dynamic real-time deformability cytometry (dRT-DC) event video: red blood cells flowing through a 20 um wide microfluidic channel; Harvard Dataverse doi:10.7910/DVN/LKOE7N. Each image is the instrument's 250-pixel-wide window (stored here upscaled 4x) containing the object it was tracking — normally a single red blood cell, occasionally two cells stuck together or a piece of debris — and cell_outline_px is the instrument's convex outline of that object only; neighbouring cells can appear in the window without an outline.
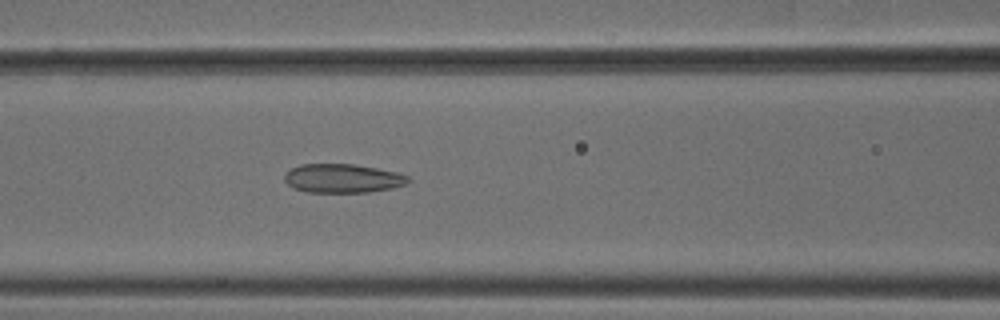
{"species": "common noctule bat (a hibernating species)", "species_latin": "Nyctalus noctula", "temperature_condition": "cold", "stored_images_in_passage": 52, "camera_frame_rate_fps": 3000, "um_per_image_px": 0.085, "animal": {"sex": "male", "body_mass_g": 18.8}, "frame": {"image": 1, "passage_image": 22, "time_ms": 7.0, "image_size_px": [1000, 320], "cell_outline_px": [[412, 180], [408, 184], [392, 188], [368, 192], [308, 192], [292, 188], [284, 180], [284, 176], [292, 168], [300, 164], [352, 164], [376, 168], [396, 172], [408, 176]], "centroid_in_image_um": [29.15, 15.16], "position_along_channel_um": 137.5, "area_um2": 20.81}}
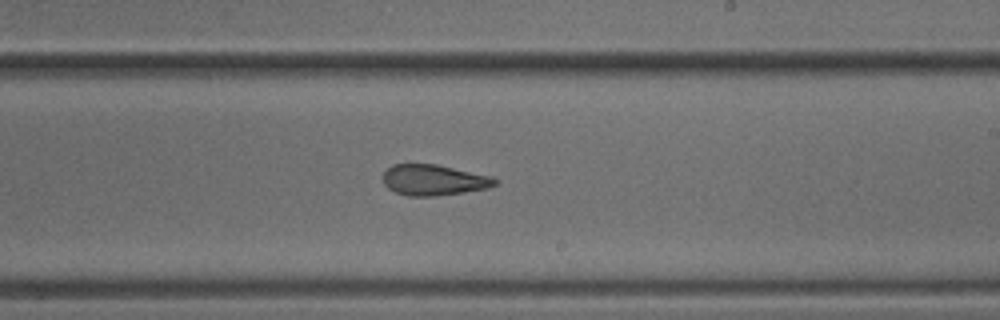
{"frame": {"image": 2, "passage_image": 31, "time_ms": 10.0, "image_size_px": [1000, 320], "cell_outline_px": [[496, 184], [488, 188], [464, 192], [436, 196], [408, 196], [396, 192], [388, 188], [384, 184], [384, 172], [392, 164], [436, 164], [492, 176], [496, 180]], "centroid_in_image_um": [36.86, 15.3], "position_along_channel_um": 252.1, "area_um2": 20.0}}
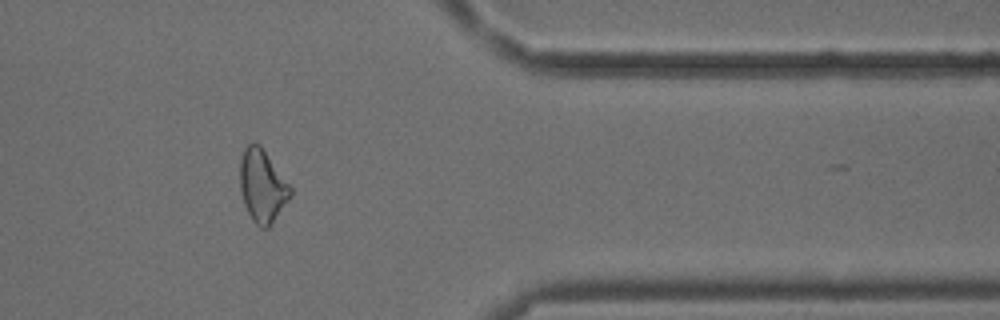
{"frame": {"image": 3, "passage_image": 43, "time_ms": 14.0, "image_size_px": [1000, 320], "cell_outline_px": [[292, 196], [268, 228], [260, 228], [252, 220], [244, 204], [240, 188], [240, 160], [244, 148], [252, 140], [260, 144], [292, 188]], "centroid_in_image_um": [22.29, 15.79], "position_along_channel_um": 389.1, "area_um2": 21.44}, "authors_computed_cell_mechanics": {"area_um2": 21.675, "velocity_mm_per_s": 3.8329, "shape_relaxation_time_tau1_ms": null, "shape_relaxation_time_tau2_ms": 2.4402, "deformation_change_tau1": null, "deformation_change_tau2": 0.0924}}